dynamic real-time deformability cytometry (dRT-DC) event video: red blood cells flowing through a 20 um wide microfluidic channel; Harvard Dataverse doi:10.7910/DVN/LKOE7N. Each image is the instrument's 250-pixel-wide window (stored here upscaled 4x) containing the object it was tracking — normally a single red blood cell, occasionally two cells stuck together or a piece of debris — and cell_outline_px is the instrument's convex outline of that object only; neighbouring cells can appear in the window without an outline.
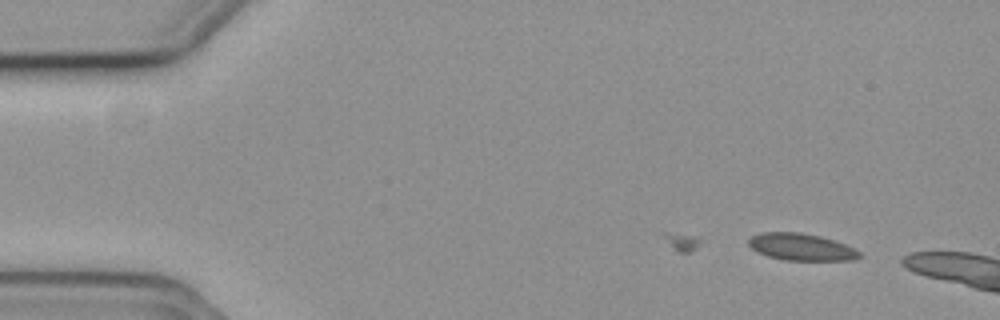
{"species": "common noctule bat (a hibernating species)", "species_latin": "Nyctalus noctula", "temperature_condition": "cold", "stored_images_in_passage": 2, "camera_frame_rate_fps": 3000, "um_per_image_px": 0.085, "animal": {"sex": "female", "body_mass_g": 19.3, "forearm_length_mm": 54.1}, "frame": {"image": 1, "passage_image": 2, "time_ms": 0.333, "image_size_px": [1000, 320], "cell_outline_px": [[864, 256], [856, 260], [784, 260], [768, 256], [756, 252], [748, 244], [748, 240], [752, 236], [760, 232], [800, 232], [820, 236], [836, 240], [860, 252]], "centroid_in_image_um": [68.11, 20.99], "position_along_channel_um": 16.9, "area_um2": 17.57}}